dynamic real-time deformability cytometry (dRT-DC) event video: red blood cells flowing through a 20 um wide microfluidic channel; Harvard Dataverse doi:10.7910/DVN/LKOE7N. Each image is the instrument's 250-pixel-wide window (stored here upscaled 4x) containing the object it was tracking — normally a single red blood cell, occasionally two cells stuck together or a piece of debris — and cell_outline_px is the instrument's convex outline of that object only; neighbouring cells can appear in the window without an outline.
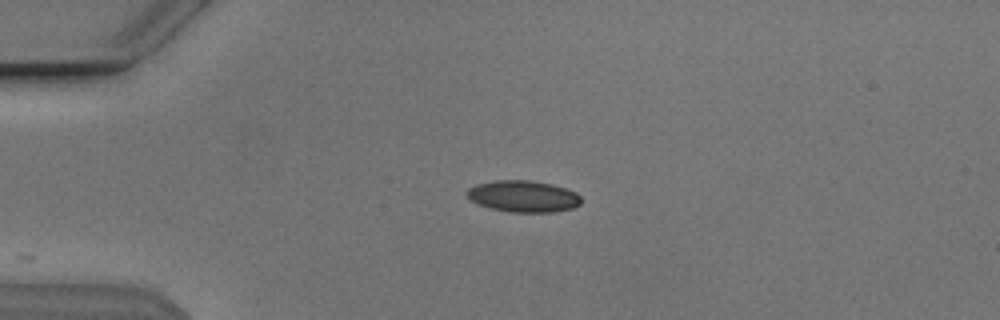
{"species": "Egyptian fruit bat (a non-hibernating species)", "species_latin": "Rousettus aegyptiacus", "temperature_condition": "cold", "stored_images_in_passage": 12, "camera_frame_rate_fps": 3000, "um_per_image_px": 0.085, "animal": {"sex": "male"}, "frame": {"image": 1, "passage_image": 1, "time_ms": 0.0, "image_size_px": [1000, 320], "cell_outline_px": [[580, 204], [572, 208], [552, 212], [508, 212], [476, 204], [468, 196], [468, 188], [476, 184], [496, 180], [532, 180], [552, 184], [576, 192], [580, 196]], "centroid_in_image_um": [44.48, 16.68], "position_along_channel_um": 40.5, "area_um2": 20.92}}
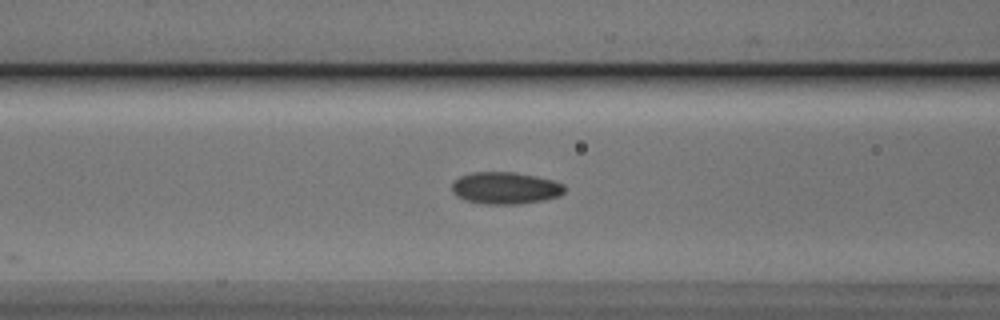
{"frame": {"image": 2, "passage_image": 10, "time_ms": 3.0, "image_size_px": [1000, 320], "cell_outline_px": [[564, 192], [560, 196], [544, 200], [520, 204], [484, 204], [464, 200], [456, 196], [452, 192], [452, 184], [460, 176], [472, 172], [516, 172], [536, 176], [552, 180], [564, 184]], "centroid_in_image_um": [42.95, 15.99], "position_along_channel_um": 123.6, "area_um2": 21.15}}